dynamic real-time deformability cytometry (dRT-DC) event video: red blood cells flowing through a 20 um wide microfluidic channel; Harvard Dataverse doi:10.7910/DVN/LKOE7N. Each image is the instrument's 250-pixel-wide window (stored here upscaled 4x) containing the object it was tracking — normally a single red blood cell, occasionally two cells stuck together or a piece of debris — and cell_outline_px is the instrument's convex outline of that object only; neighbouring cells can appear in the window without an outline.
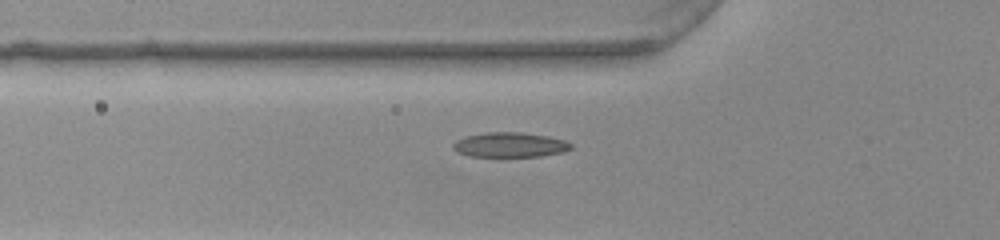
{"species": "common noctule bat (a hibernating species)", "species_latin": "Nyctalus noctula", "temperature_condition": "warm", "stored_images_in_passage": 38, "camera_frame_rate_fps": 3000, "um_per_image_px": 0.085, "animal": {"sex": "female", "body_mass_g": 22.0, "forearm_length_mm": 56.7}, "frame": {"image": 1, "passage_image": 9, "time_ms": 2.667, "image_size_px": [1000, 240], "cell_outline_px": [[572, 148], [564, 152], [540, 156], [468, 156], [456, 152], [452, 148], [452, 144], [456, 140], [464, 136], [488, 132], [520, 132], [548, 136], [564, 140], [572, 144]], "centroid_in_image_um": [43.31, 12.31], "position_along_channel_um": 82.5, "area_um2": 17.11}}
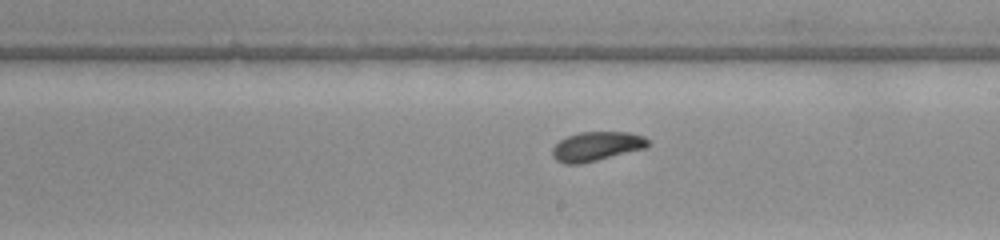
{"frame": {"image": 2, "passage_image": 21, "time_ms": 6.667, "image_size_px": [1000, 240], "cell_outline_px": [[648, 144], [644, 148], [580, 164], [564, 164], [556, 160], [552, 156], [552, 148], [560, 140], [568, 136], [580, 132], [628, 132], [644, 136], [648, 140]], "centroid_in_image_um": [50.66, 12.43], "position_along_channel_um": 238.3, "area_um2": 16.07}}
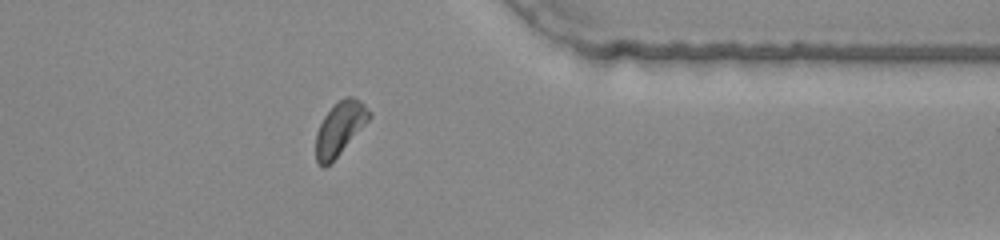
{"frame": {"image": 3, "passage_image": 33, "time_ms": 10.667, "image_size_px": [1000, 240], "cell_outline_px": [[372, 116], [340, 152], [324, 168], [320, 168], [316, 160], [316, 132], [324, 116], [344, 96], [352, 96], [360, 100], [372, 112]], "centroid_in_image_um": [28.88, 10.9], "position_along_channel_um": 382.5, "area_um2": 16.18}, "authors_computed_cell_mechanics": {"area_um2": 16.7331, "velocity_mm_per_s": 3.896, "shape_relaxation_time_tau1_ms": 2.123, "shape_relaxation_time_tau2_ms": null, "deformation_change_tau1": 0.1061, "deformation_change_tau2": null}}